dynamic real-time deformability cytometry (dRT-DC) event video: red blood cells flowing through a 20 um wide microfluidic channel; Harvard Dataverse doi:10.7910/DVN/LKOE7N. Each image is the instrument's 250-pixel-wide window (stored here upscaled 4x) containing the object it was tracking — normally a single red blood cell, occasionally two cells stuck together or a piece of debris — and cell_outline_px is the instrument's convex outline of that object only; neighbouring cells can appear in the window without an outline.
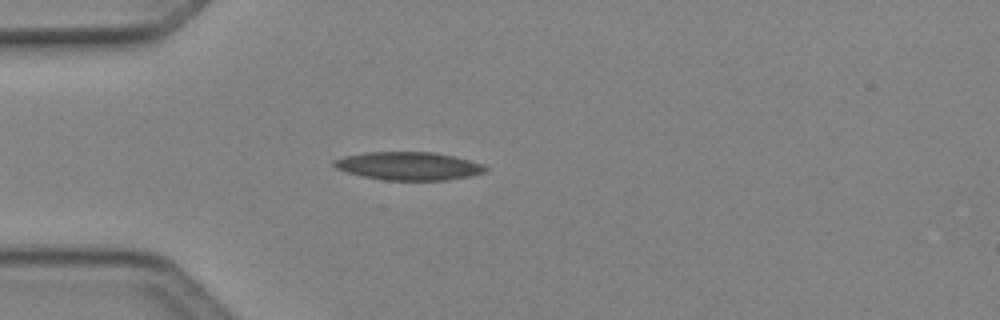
{"species": "Egyptian fruit bat (a non-hibernating species)", "species_latin": "Rousettus aegyptiacus", "temperature_condition": "cold", "stored_images_in_passage": 4, "camera_frame_rate_fps": 3000, "um_per_image_px": 0.085, "animal": {"sex": "female"}, "frame": {"image": 1, "passage_image": 4, "time_ms": 1.0, "image_size_px": [1000, 320], "cell_outline_px": [[488, 168], [484, 172], [468, 176], [448, 180], [384, 180], [360, 176], [336, 168], [332, 164], [332, 160], [344, 156], [364, 152], [436, 152], [456, 156], [484, 164]], "centroid_in_image_um": [34.72, 14.1], "position_along_channel_um": 50.3, "area_um2": 25.03}}